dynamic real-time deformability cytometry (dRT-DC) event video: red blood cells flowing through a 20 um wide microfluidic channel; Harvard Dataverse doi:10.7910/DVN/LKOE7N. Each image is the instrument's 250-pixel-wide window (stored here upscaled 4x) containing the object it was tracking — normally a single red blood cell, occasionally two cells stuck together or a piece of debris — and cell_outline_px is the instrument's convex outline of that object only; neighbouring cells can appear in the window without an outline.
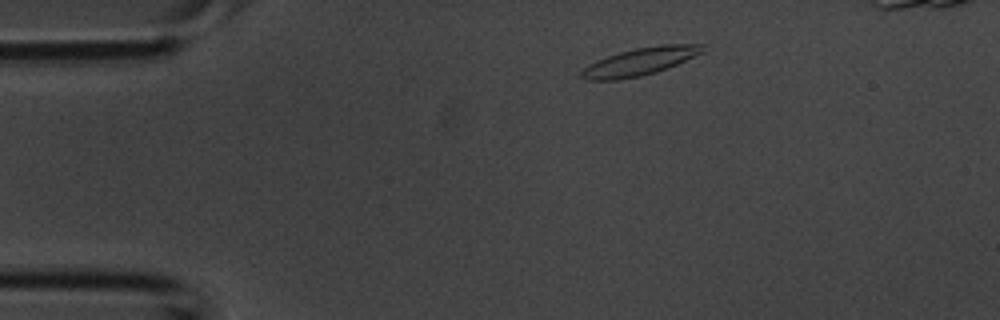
{"species": "common noctule bat (a hibernating species)", "species_latin": "Nyctalus noctula", "temperature_condition": "room temperature", "stored_images_in_passage": 3, "camera_frame_rate_fps": 3000, "um_per_image_px": 0.085, "animal": {"sex": "male", "body_mass_g": 20.1, "forearm_length_mm": 53.5}, "frame": {"image": 1, "passage_image": 1, "time_ms": 0.0, "image_size_px": [1000, 320], "cell_outline_px": [[704, 52], [668, 68], [656, 72], [640, 76], [616, 80], [588, 80], [580, 76], [580, 72], [588, 64], [596, 60], [620, 52], [636, 48], [664, 44], [704, 44]], "centroid_in_image_um": [54.4, 5.23], "position_along_channel_um": 30.6, "area_um2": 19.42}}